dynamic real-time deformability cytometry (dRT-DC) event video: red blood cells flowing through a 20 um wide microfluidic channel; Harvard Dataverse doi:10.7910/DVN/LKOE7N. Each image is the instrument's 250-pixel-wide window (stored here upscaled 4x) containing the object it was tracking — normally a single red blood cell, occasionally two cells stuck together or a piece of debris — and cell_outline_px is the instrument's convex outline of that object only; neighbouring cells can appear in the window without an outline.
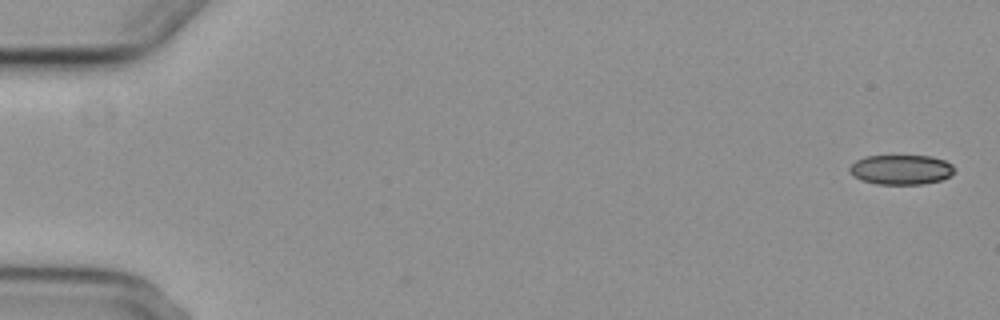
{"species": "common noctule bat (a hibernating species)", "species_latin": "Nyctalus noctula", "temperature_condition": "cold", "stored_images_in_passage": 6, "camera_frame_rate_fps": 3000, "um_per_image_px": 0.085, "animal": {"sex": "female", "body_mass_g": 29.2, "forearm_length_mm": 56.3}, "frame": {"image": 1, "passage_image": 1, "time_ms": 0.0, "image_size_px": [1000, 320], "cell_outline_px": [[952, 172], [948, 176], [940, 180], [920, 184], [876, 184], [864, 180], [856, 176], [848, 168], [856, 160], [864, 156], [932, 156], [944, 160], [952, 164]], "centroid_in_image_um": [76.58, 14.4], "position_along_channel_um": 8.4, "area_um2": 17.8}}
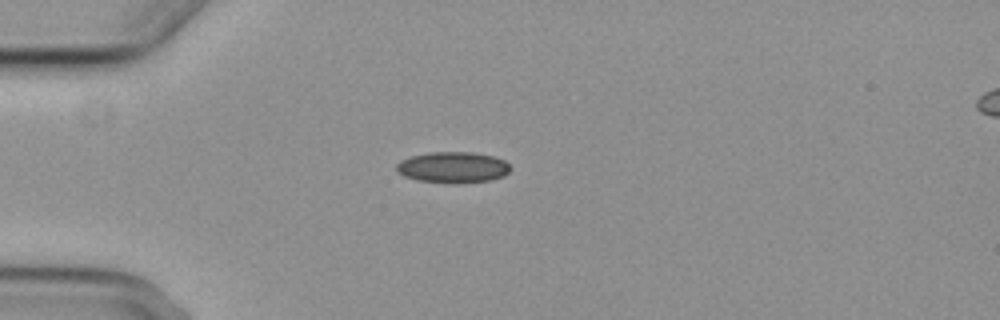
{"frame": {"image": 2, "passage_image": 5, "time_ms": 4.667, "image_size_px": [1000, 320], "cell_outline_px": [[512, 168], [504, 176], [492, 180], [416, 180], [404, 176], [396, 172], [396, 164], [400, 160], [412, 156], [432, 152], [472, 152], [492, 156], [504, 160]], "centroid_in_image_um": [38.48, 14.17], "position_along_channel_um": 46.5, "area_um2": 19.71}}